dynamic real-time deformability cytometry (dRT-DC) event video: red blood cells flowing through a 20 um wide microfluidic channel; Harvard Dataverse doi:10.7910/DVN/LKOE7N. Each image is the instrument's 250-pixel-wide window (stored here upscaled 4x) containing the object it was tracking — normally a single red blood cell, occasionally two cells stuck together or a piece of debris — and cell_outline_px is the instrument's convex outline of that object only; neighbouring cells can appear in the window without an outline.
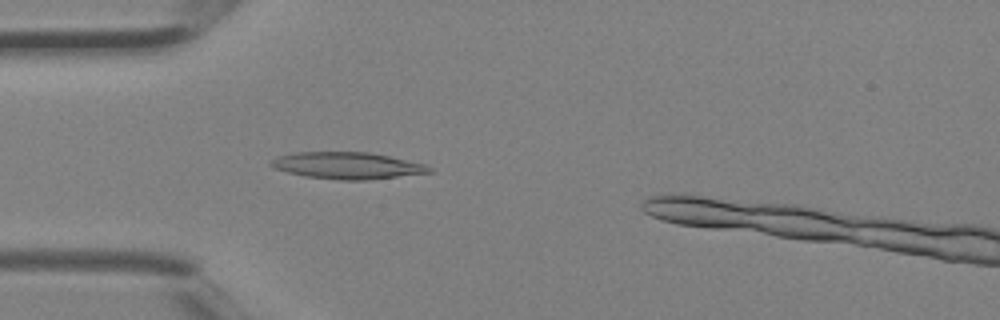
{"species": "Egyptian fruit bat (a non-hibernating species)", "species_latin": "Rousettus aegyptiacus", "temperature_condition": "room temperature", "stored_images_in_passage": 3, "camera_frame_rate_fps": 3000, "um_per_image_px": 0.085, "animal": {"sex": "female"}, "frame": {"image": 1, "passage_image": 2, "time_ms": 0.333, "image_size_px": [1000, 320], "cell_outline_px": [[432, 172], [364, 180], [344, 180], [304, 176], [288, 172], [276, 168], [268, 164], [268, 160], [276, 156], [296, 152], [368, 152], [388, 156], [424, 164], [432, 168]], "centroid_in_image_um": [29.45, 14.06], "position_along_channel_um": 55.5, "area_um2": 24.45}}